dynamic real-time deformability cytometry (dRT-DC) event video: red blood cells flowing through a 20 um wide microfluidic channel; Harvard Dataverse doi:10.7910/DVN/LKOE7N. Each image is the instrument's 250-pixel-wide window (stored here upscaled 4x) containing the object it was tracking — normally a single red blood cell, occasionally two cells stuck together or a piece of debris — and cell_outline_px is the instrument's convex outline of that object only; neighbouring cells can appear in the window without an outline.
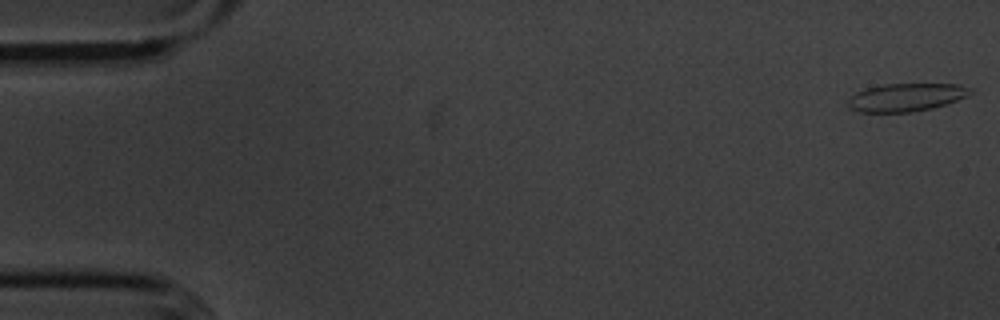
{"species": "common noctule bat (a hibernating species)", "species_latin": "Nyctalus noctula", "temperature_condition": "cold", "stored_images_in_passage": 55, "camera_frame_rate_fps": 3000, "um_per_image_px": 0.085, "animal": {"sex": "male", "body_mass_g": 20.1, "forearm_length_mm": 53.5}, "frame": {"image": 1, "passage_image": 1, "time_ms": 0.0, "image_size_px": [1000, 320], "cell_outline_px": [[972, 92], [956, 100], [932, 108], [912, 112], [860, 112], [848, 108], [848, 100], [856, 92], [864, 88], [884, 84], [960, 84], [972, 88]], "centroid_in_image_um": [76.98, 8.27], "position_along_channel_um": 8.0, "area_um2": 19.88}}
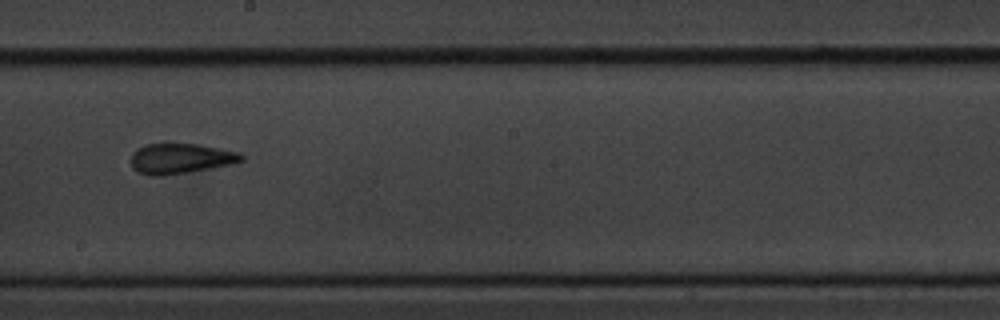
{"frame": {"image": 2, "passage_image": 31, "time_ms": 10.0, "image_size_px": [1000, 320], "cell_outline_px": [[244, 160], [232, 164], [164, 176], [152, 176], [136, 172], [132, 168], [132, 152], [136, 148], [148, 144], [164, 140], [168, 140], [200, 144], [240, 152], [244, 156]], "centroid_in_image_um": [15.31, 13.42], "position_along_channel_um": 232.9, "area_um2": 20.35}}
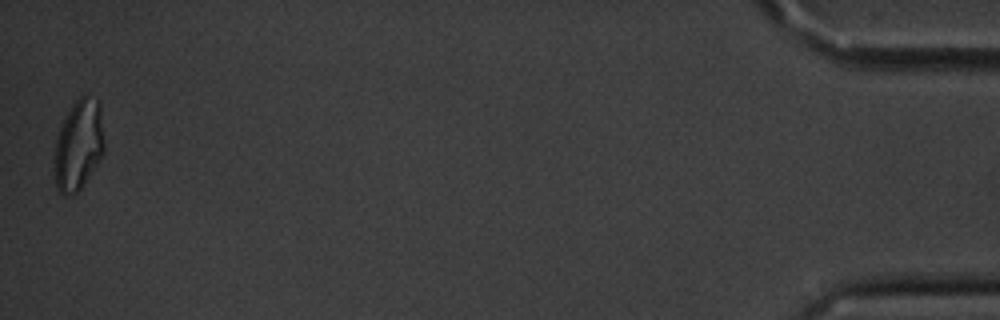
{"frame": {"image": 3, "passage_image": 55, "time_ms": 18.0, "image_size_px": [1000, 320], "cell_outline_px": [[104, 152], [80, 188], [72, 196], [64, 196], [56, 188], [52, 168], [52, 160], [56, 140], [60, 128], [72, 104], [84, 92], [96, 100], [100, 104], [104, 140]], "centroid_in_image_um": [6.64, 12.34], "position_along_channel_um": 428.6, "area_um2": 26.59}, "authors_computed_cell_mechanics": {"area_um2": 20.1144, "velocity_mm_per_s": 3.5837, "shape_relaxation_time_tau1_ms": 5.9561, "shape_relaxation_time_tau2_ms": 2.5191, "deformation_change_tau1": 0.1602, "deformation_change_tau2": 0.1066}}